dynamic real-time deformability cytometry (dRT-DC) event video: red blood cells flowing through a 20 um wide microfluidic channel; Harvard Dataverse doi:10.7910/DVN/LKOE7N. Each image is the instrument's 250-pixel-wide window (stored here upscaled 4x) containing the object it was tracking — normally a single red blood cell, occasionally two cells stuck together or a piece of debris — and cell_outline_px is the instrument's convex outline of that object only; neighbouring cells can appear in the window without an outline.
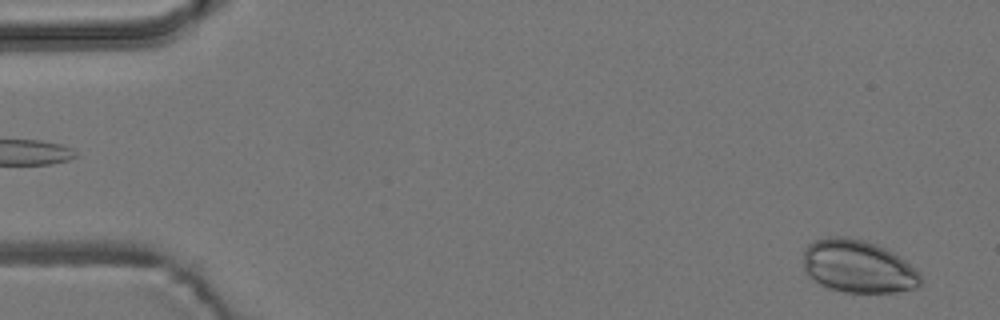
{"species": "common noctule bat (a hibernating species)", "species_latin": "Nyctalus noctula", "temperature_condition": "room temperature", "stored_images_in_passage": 3, "camera_frame_rate_fps": 3000, "um_per_image_px": 0.085, "animal": {"sex": "male", "body_mass_g": 19.2, "forearm_length_mm": 51.8}, "frame": {"image": 1, "passage_image": 3, "time_ms": 2.333, "image_size_px": [1000, 320], "cell_outline_px": [[920, 288], [896, 292], [844, 292], [828, 288], [820, 284], [808, 276], [804, 272], [804, 248], [808, 244], [816, 240], [828, 236], [840, 236], [864, 240], [876, 244], [884, 248], [904, 260], [916, 268], [920, 272]], "centroid_in_image_um": [72.92, 22.66], "position_along_channel_um": 12.1, "area_um2": 36.18}}